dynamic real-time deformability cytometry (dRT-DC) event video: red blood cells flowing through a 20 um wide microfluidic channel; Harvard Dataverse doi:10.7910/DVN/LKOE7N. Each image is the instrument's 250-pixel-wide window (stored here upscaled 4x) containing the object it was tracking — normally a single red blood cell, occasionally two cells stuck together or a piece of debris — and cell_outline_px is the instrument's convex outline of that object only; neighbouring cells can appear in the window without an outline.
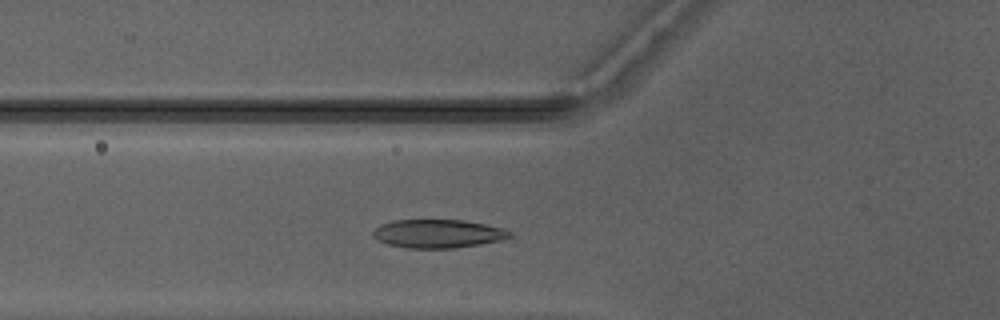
{"species": "Egyptian fruit bat (a non-hibernating species)", "species_latin": "Rousettus aegyptiacus", "temperature_condition": "warm", "stored_images_in_passage": 41, "camera_frame_rate_fps": 3000, "um_per_image_px": 0.085, "animal": {"sex": "male"}, "frame": {"image": 1, "passage_image": 10, "time_ms": 3.0, "image_size_px": [1000, 320], "cell_outline_px": [[512, 236], [500, 240], [480, 244], [452, 248], [408, 248], [388, 244], [372, 236], [372, 232], [380, 224], [392, 220], [464, 220], [504, 228], [512, 232]], "centroid_in_image_um": [37.23, 19.85], "position_along_channel_um": 88.6, "area_um2": 22.6}}
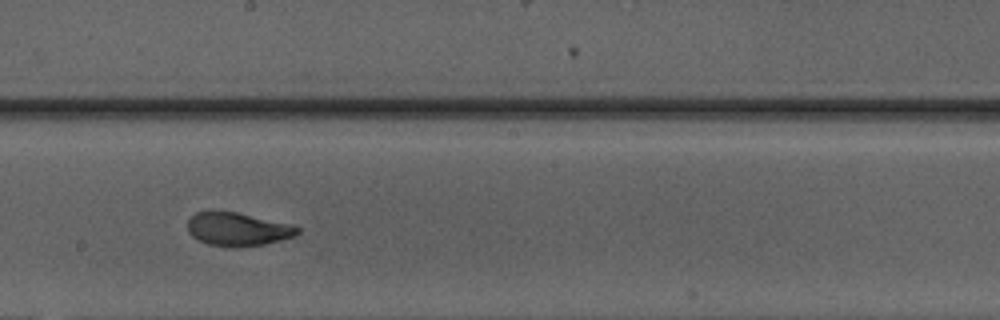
{"frame": {"image": 2, "passage_image": 20, "time_ms": 6.333, "image_size_px": [1000, 320], "cell_outline_px": [[300, 232], [292, 236], [280, 240], [264, 244], [208, 244], [192, 236], [188, 232], [188, 220], [196, 212], [208, 208], [236, 212], [292, 224], [300, 228]], "centroid_in_image_um": [20.17, 19.4], "position_along_channel_um": 228.0, "area_um2": 20.92}}
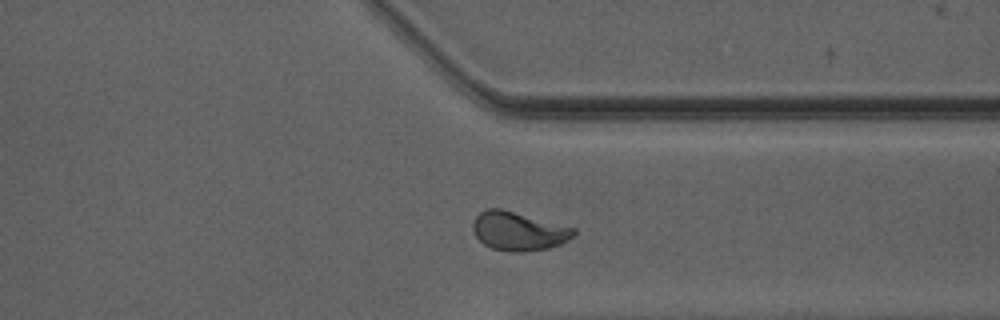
{"frame": {"image": 3, "passage_image": 30, "time_ms": 9.667, "image_size_px": [1000, 320], "cell_outline_px": [[576, 236], [560, 244], [548, 248], [520, 252], [508, 252], [492, 248], [484, 244], [476, 236], [472, 228], [472, 224], [476, 216], [480, 212], [488, 208], [500, 208], [576, 228]], "centroid_in_image_um": [44.09, 19.65], "position_along_channel_um": 367.3, "area_um2": 22.77}, "authors_computed_cell_mechanics": {"area_um2": 22.1952, "velocity_mm_per_s": 4.1738, "shape_relaxation_time_tau1_ms": 3.7889, "shape_relaxation_time_tau2_ms": null, "deformation_change_tau1": 0.1645, "deformation_change_tau2": null}}